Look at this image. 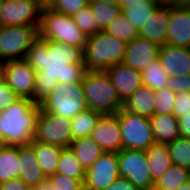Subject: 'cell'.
I'll return each mask as SVG.
<instances>
[{
	"label": "cell",
	"mask_w": 190,
	"mask_h": 190,
	"mask_svg": "<svg viewBox=\"0 0 190 190\" xmlns=\"http://www.w3.org/2000/svg\"><path fill=\"white\" fill-rule=\"evenodd\" d=\"M37 71L34 102L40 103L60 82L83 81L87 73L81 48L38 37L26 58Z\"/></svg>",
	"instance_id": "obj_1"
},
{
	"label": "cell",
	"mask_w": 190,
	"mask_h": 190,
	"mask_svg": "<svg viewBox=\"0 0 190 190\" xmlns=\"http://www.w3.org/2000/svg\"><path fill=\"white\" fill-rule=\"evenodd\" d=\"M40 105L20 98L0 112V137L6 145H28L32 142Z\"/></svg>",
	"instance_id": "obj_2"
},
{
	"label": "cell",
	"mask_w": 190,
	"mask_h": 190,
	"mask_svg": "<svg viewBox=\"0 0 190 190\" xmlns=\"http://www.w3.org/2000/svg\"><path fill=\"white\" fill-rule=\"evenodd\" d=\"M124 41L111 36L104 30L89 36L85 45L84 64L88 71H106L124 59Z\"/></svg>",
	"instance_id": "obj_3"
},
{
	"label": "cell",
	"mask_w": 190,
	"mask_h": 190,
	"mask_svg": "<svg viewBox=\"0 0 190 190\" xmlns=\"http://www.w3.org/2000/svg\"><path fill=\"white\" fill-rule=\"evenodd\" d=\"M82 84L90 110L105 115L116 114L123 108V102L106 71H87Z\"/></svg>",
	"instance_id": "obj_4"
},
{
	"label": "cell",
	"mask_w": 190,
	"mask_h": 190,
	"mask_svg": "<svg viewBox=\"0 0 190 190\" xmlns=\"http://www.w3.org/2000/svg\"><path fill=\"white\" fill-rule=\"evenodd\" d=\"M38 33L41 39L66 43L83 51L88 38L75 24L71 15L59 13L54 9L41 10Z\"/></svg>",
	"instance_id": "obj_5"
},
{
	"label": "cell",
	"mask_w": 190,
	"mask_h": 190,
	"mask_svg": "<svg viewBox=\"0 0 190 190\" xmlns=\"http://www.w3.org/2000/svg\"><path fill=\"white\" fill-rule=\"evenodd\" d=\"M40 107L56 116L72 119L88 109L82 81L60 82L40 103Z\"/></svg>",
	"instance_id": "obj_6"
},
{
	"label": "cell",
	"mask_w": 190,
	"mask_h": 190,
	"mask_svg": "<svg viewBox=\"0 0 190 190\" xmlns=\"http://www.w3.org/2000/svg\"><path fill=\"white\" fill-rule=\"evenodd\" d=\"M39 26L0 27V63L25 59L33 42L39 37Z\"/></svg>",
	"instance_id": "obj_7"
},
{
	"label": "cell",
	"mask_w": 190,
	"mask_h": 190,
	"mask_svg": "<svg viewBox=\"0 0 190 190\" xmlns=\"http://www.w3.org/2000/svg\"><path fill=\"white\" fill-rule=\"evenodd\" d=\"M119 123L123 149L146 151L152 144L156 143L150 118L122 108L119 111Z\"/></svg>",
	"instance_id": "obj_8"
},
{
	"label": "cell",
	"mask_w": 190,
	"mask_h": 190,
	"mask_svg": "<svg viewBox=\"0 0 190 190\" xmlns=\"http://www.w3.org/2000/svg\"><path fill=\"white\" fill-rule=\"evenodd\" d=\"M71 123L72 119L56 116L40 107L33 139L45 144L69 148L74 140Z\"/></svg>",
	"instance_id": "obj_9"
},
{
	"label": "cell",
	"mask_w": 190,
	"mask_h": 190,
	"mask_svg": "<svg viewBox=\"0 0 190 190\" xmlns=\"http://www.w3.org/2000/svg\"><path fill=\"white\" fill-rule=\"evenodd\" d=\"M120 177L128 179L140 190H152V181L145 151L122 149L117 153Z\"/></svg>",
	"instance_id": "obj_10"
},
{
	"label": "cell",
	"mask_w": 190,
	"mask_h": 190,
	"mask_svg": "<svg viewBox=\"0 0 190 190\" xmlns=\"http://www.w3.org/2000/svg\"><path fill=\"white\" fill-rule=\"evenodd\" d=\"M0 69L8 87L20 98L34 101L37 71L26 59L6 61L1 63Z\"/></svg>",
	"instance_id": "obj_11"
},
{
	"label": "cell",
	"mask_w": 190,
	"mask_h": 190,
	"mask_svg": "<svg viewBox=\"0 0 190 190\" xmlns=\"http://www.w3.org/2000/svg\"><path fill=\"white\" fill-rule=\"evenodd\" d=\"M120 177L116 152H103L86 170L83 190H103Z\"/></svg>",
	"instance_id": "obj_12"
},
{
	"label": "cell",
	"mask_w": 190,
	"mask_h": 190,
	"mask_svg": "<svg viewBox=\"0 0 190 190\" xmlns=\"http://www.w3.org/2000/svg\"><path fill=\"white\" fill-rule=\"evenodd\" d=\"M90 137L104 152L118 153L123 149V140L119 123V111L116 114L101 115Z\"/></svg>",
	"instance_id": "obj_13"
},
{
	"label": "cell",
	"mask_w": 190,
	"mask_h": 190,
	"mask_svg": "<svg viewBox=\"0 0 190 190\" xmlns=\"http://www.w3.org/2000/svg\"><path fill=\"white\" fill-rule=\"evenodd\" d=\"M3 25L40 26L41 9L35 0H4Z\"/></svg>",
	"instance_id": "obj_14"
},
{
	"label": "cell",
	"mask_w": 190,
	"mask_h": 190,
	"mask_svg": "<svg viewBox=\"0 0 190 190\" xmlns=\"http://www.w3.org/2000/svg\"><path fill=\"white\" fill-rule=\"evenodd\" d=\"M159 49L157 43L138 36L127 43L122 63L141 72L158 58Z\"/></svg>",
	"instance_id": "obj_15"
},
{
	"label": "cell",
	"mask_w": 190,
	"mask_h": 190,
	"mask_svg": "<svg viewBox=\"0 0 190 190\" xmlns=\"http://www.w3.org/2000/svg\"><path fill=\"white\" fill-rule=\"evenodd\" d=\"M158 60L168 76L190 74V48L165 44L160 46Z\"/></svg>",
	"instance_id": "obj_16"
},
{
	"label": "cell",
	"mask_w": 190,
	"mask_h": 190,
	"mask_svg": "<svg viewBox=\"0 0 190 190\" xmlns=\"http://www.w3.org/2000/svg\"><path fill=\"white\" fill-rule=\"evenodd\" d=\"M106 73L122 102L126 101L136 89L143 85L141 72L122 62L108 68Z\"/></svg>",
	"instance_id": "obj_17"
},
{
	"label": "cell",
	"mask_w": 190,
	"mask_h": 190,
	"mask_svg": "<svg viewBox=\"0 0 190 190\" xmlns=\"http://www.w3.org/2000/svg\"><path fill=\"white\" fill-rule=\"evenodd\" d=\"M166 44L190 48V10L170 8Z\"/></svg>",
	"instance_id": "obj_18"
},
{
	"label": "cell",
	"mask_w": 190,
	"mask_h": 190,
	"mask_svg": "<svg viewBox=\"0 0 190 190\" xmlns=\"http://www.w3.org/2000/svg\"><path fill=\"white\" fill-rule=\"evenodd\" d=\"M18 161V177L28 186L35 187L47 179L30 144L18 145Z\"/></svg>",
	"instance_id": "obj_19"
},
{
	"label": "cell",
	"mask_w": 190,
	"mask_h": 190,
	"mask_svg": "<svg viewBox=\"0 0 190 190\" xmlns=\"http://www.w3.org/2000/svg\"><path fill=\"white\" fill-rule=\"evenodd\" d=\"M170 8L158 7L156 12L139 31V36L157 43L159 46L166 44Z\"/></svg>",
	"instance_id": "obj_20"
},
{
	"label": "cell",
	"mask_w": 190,
	"mask_h": 190,
	"mask_svg": "<svg viewBox=\"0 0 190 190\" xmlns=\"http://www.w3.org/2000/svg\"><path fill=\"white\" fill-rule=\"evenodd\" d=\"M123 108L129 112L151 118L155 114V93L145 85L136 89L123 102Z\"/></svg>",
	"instance_id": "obj_21"
},
{
	"label": "cell",
	"mask_w": 190,
	"mask_h": 190,
	"mask_svg": "<svg viewBox=\"0 0 190 190\" xmlns=\"http://www.w3.org/2000/svg\"><path fill=\"white\" fill-rule=\"evenodd\" d=\"M150 121L156 143L168 144L181 136L179 121L174 114H154Z\"/></svg>",
	"instance_id": "obj_22"
},
{
	"label": "cell",
	"mask_w": 190,
	"mask_h": 190,
	"mask_svg": "<svg viewBox=\"0 0 190 190\" xmlns=\"http://www.w3.org/2000/svg\"><path fill=\"white\" fill-rule=\"evenodd\" d=\"M152 181L161 177L172 165L167 144L154 143L146 151Z\"/></svg>",
	"instance_id": "obj_23"
},
{
	"label": "cell",
	"mask_w": 190,
	"mask_h": 190,
	"mask_svg": "<svg viewBox=\"0 0 190 190\" xmlns=\"http://www.w3.org/2000/svg\"><path fill=\"white\" fill-rule=\"evenodd\" d=\"M30 145L34 148L36 159L45 176L49 177L55 174L63 148L45 144L35 139L32 140Z\"/></svg>",
	"instance_id": "obj_24"
},
{
	"label": "cell",
	"mask_w": 190,
	"mask_h": 190,
	"mask_svg": "<svg viewBox=\"0 0 190 190\" xmlns=\"http://www.w3.org/2000/svg\"><path fill=\"white\" fill-rule=\"evenodd\" d=\"M70 148L85 170L91 167L104 152L90 136L73 140Z\"/></svg>",
	"instance_id": "obj_25"
},
{
	"label": "cell",
	"mask_w": 190,
	"mask_h": 190,
	"mask_svg": "<svg viewBox=\"0 0 190 190\" xmlns=\"http://www.w3.org/2000/svg\"><path fill=\"white\" fill-rule=\"evenodd\" d=\"M190 180V170L173 164L161 177L154 181L152 190H177Z\"/></svg>",
	"instance_id": "obj_26"
},
{
	"label": "cell",
	"mask_w": 190,
	"mask_h": 190,
	"mask_svg": "<svg viewBox=\"0 0 190 190\" xmlns=\"http://www.w3.org/2000/svg\"><path fill=\"white\" fill-rule=\"evenodd\" d=\"M56 173L78 179L83 184L86 170L69 147L62 149Z\"/></svg>",
	"instance_id": "obj_27"
},
{
	"label": "cell",
	"mask_w": 190,
	"mask_h": 190,
	"mask_svg": "<svg viewBox=\"0 0 190 190\" xmlns=\"http://www.w3.org/2000/svg\"><path fill=\"white\" fill-rule=\"evenodd\" d=\"M18 145H5L0 150V183L18 177Z\"/></svg>",
	"instance_id": "obj_28"
},
{
	"label": "cell",
	"mask_w": 190,
	"mask_h": 190,
	"mask_svg": "<svg viewBox=\"0 0 190 190\" xmlns=\"http://www.w3.org/2000/svg\"><path fill=\"white\" fill-rule=\"evenodd\" d=\"M101 115L102 114L88 108L72 118L71 127L73 139L76 140L90 136Z\"/></svg>",
	"instance_id": "obj_29"
},
{
	"label": "cell",
	"mask_w": 190,
	"mask_h": 190,
	"mask_svg": "<svg viewBox=\"0 0 190 190\" xmlns=\"http://www.w3.org/2000/svg\"><path fill=\"white\" fill-rule=\"evenodd\" d=\"M143 85L151 90H161L167 86L168 74L163 69L158 58L149 63V65L141 71Z\"/></svg>",
	"instance_id": "obj_30"
},
{
	"label": "cell",
	"mask_w": 190,
	"mask_h": 190,
	"mask_svg": "<svg viewBox=\"0 0 190 190\" xmlns=\"http://www.w3.org/2000/svg\"><path fill=\"white\" fill-rule=\"evenodd\" d=\"M100 30H105L122 13L118 5L102 2L88 3Z\"/></svg>",
	"instance_id": "obj_31"
},
{
	"label": "cell",
	"mask_w": 190,
	"mask_h": 190,
	"mask_svg": "<svg viewBox=\"0 0 190 190\" xmlns=\"http://www.w3.org/2000/svg\"><path fill=\"white\" fill-rule=\"evenodd\" d=\"M104 31L125 43H129L139 36V31L122 13Z\"/></svg>",
	"instance_id": "obj_32"
},
{
	"label": "cell",
	"mask_w": 190,
	"mask_h": 190,
	"mask_svg": "<svg viewBox=\"0 0 190 190\" xmlns=\"http://www.w3.org/2000/svg\"><path fill=\"white\" fill-rule=\"evenodd\" d=\"M157 8L154 3L131 5V7L122 9V14L140 31L149 18L156 12Z\"/></svg>",
	"instance_id": "obj_33"
},
{
	"label": "cell",
	"mask_w": 190,
	"mask_h": 190,
	"mask_svg": "<svg viewBox=\"0 0 190 190\" xmlns=\"http://www.w3.org/2000/svg\"><path fill=\"white\" fill-rule=\"evenodd\" d=\"M167 146L173 164L190 170V139L180 136Z\"/></svg>",
	"instance_id": "obj_34"
},
{
	"label": "cell",
	"mask_w": 190,
	"mask_h": 190,
	"mask_svg": "<svg viewBox=\"0 0 190 190\" xmlns=\"http://www.w3.org/2000/svg\"><path fill=\"white\" fill-rule=\"evenodd\" d=\"M72 18L80 30L87 36H92L101 31L89 7V4L74 13Z\"/></svg>",
	"instance_id": "obj_35"
},
{
	"label": "cell",
	"mask_w": 190,
	"mask_h": 190,
	"mask_svg": "<svg viewBox=\"0 0 190 190\" xmlns=\"http://www.w3.org/2000/svg\"><path fill=\"white\" fill-rule=\"evenodd\" d=\"M155 114H173L176 93L167 87L154 91Z\"/></svg>",
	"instance_id": "obj_36"
},
{
	"label": "cell",
	"mask_w": 190,
	"mask_h": 190,
	"mask_svg": "<svg viewBox=\"0 0 190 190\" xmlns=\"http://www.w3.org/2000/svg\"><path fill=\"white\" fill-rule=\"evenodd\" d=\"M47 179L53 190H83V184L78 180L55 173Z\"/></svg>",
	"instance_id": "obj_37"
},
{
	"label": "cell",
	"mask_w": 190,
	"mask_h": 190,
	"mask_svg": "<svg viewBox=\"0 0 190 190\" xmlns=\"http://www.w3.org/2000/svg\"><path fill=\"white\" fill-rule=\"evenodd\" d=\"M19 99L20 97L5 84L3 73L0 69V112Z\"/></svg>",
	"instance_id": "obj_38"
},
{
	"label": "cell",
	"mask_w": 190,
	"mask_h": 190,
	"mask_svg": "<svg viewBox=\"0 0 190 190\" xmlns=\"http://www.w3.org/2000/svg\"><path fill=\"white\" fill-rule=\"evenodd\" d=\"M86 5H88L87 0H57L55 6L52 9L59 13L72 16Z\"/></svg>",
	"instance_id": "obj_39"
},
{
	"label": "cell",
	"mask_w": 190,
	"mask_h": 190,
	"mask_svg": "<svg viewBox=\"0 0 190 190\" xmlns=\"http://www.w3.org/2000/svg\"><path fill=\"white\" fill-rule=\"evenodd\" d=\"M190 113V91L177 92L173 114L179 119Z\"/></svg>",
	"instance_id": "obj_40"
},
{
	"label": "cell",
	"mask_w": 190,
	"mask_h": 190,
	"mask_svg": "<svg viewBox=\"0 0 190 190\" xmlns=\"http://www.w3.org/2000/svg\"><path fill=\"white\" fill-rule=\"evenodd\" d=\"M174 93L190 91V74L185 76H169L166 86Z\"/></svg>",
	"instance_id": "obj_41"
},
{
	"label": "cell",
	"mask_w": 190,
	"mask_h": 190,
	"mask_svg": "<svg viewBox=\"0 0 190 190\" xmlns=\"http://www.w3.org/2000/svg\"><path fill=\"white\" fill-rule=\"evenodd\" d=\"M26 188H28V185L19 177L0 183V190H26Z\"/></svg>",
	"instance_id": "obj_42"
},
{
	"label": "cell",
	"mask_w": 190,
	"mask_h": 190,
	"mask_svg": "<svg viewBox=\"0 0 190 190\" xmlns=\"http://www.w3.org/2000/svg\"><path fill=\"white\" fill-rule=\"evenodd\" d=\"M103 190H140L136 188L128 179L119 177Z\"/></svg>",
	"instance_id": "obj_43"
},
{
	"label": "cell",
	"mask_w": 190,
	"mask_h": 190,
	"mask_svg": "<svg viewBox=\"0 0 190 190\" xmlns=\"http://www.w3.org/2000/svg\"><path fill=\"white\" fill-rule=\"evenodd\" d=\"M178 121L180 135L190 139V113L180 117Z\"/></svg>",
	"instance_id": "obj_44"
},
{
	"label": "cell",
	"mask_w": 190,
	"mask_h": 190,
	"mask_svg": "<svg viewBox=\"0 0 190 190\" xmlns=\"http://www.w3.org/2000/svg\"><path fill=\"white\" fill-rule=\"evenodd\" d=\"M145 3H154V0H119V7L125 9L131 5H143Z\"/></svg>",
	"instance_id": "obj_45"
},
{
	"label": "cell",
	"mask_w": 190,
	"mask_h": 190,
	"mask_svg": "<svg viewBox=\"0 0 190 190\" xmlns=\"http://www.w3.org/2000/svg\"><path fill=\"white\" fill-rule=\"evenodd\" d=\"M154 4L157 7L173 8L177 6L178 0H154Z\"/></svg>",
	"instance_id": "obj_46"
},
{
	"label": "cell",
	"mask_w": 190,
	"mask_h": 190,
	"mask_svg": "<svg viewBox=\"0 0 190 190\" xmlns=\"http://www.w3.org/2000/svg\"><path fill=\"white\" fill-rule=\"evenodd\" d=\"M35 1L41 10L52 9L57 2V0H35Z\"/></svg>",
	"instance_id": "obj_47"
},
{
	"label": "cell",
	"mask_w": 190,
	"mask_h": 190,
	"mask_svg": "<svg viewBox=\"0 0 190 190\" xmlns=\"http://www.w3.org/2000/svg\"><path fill=\"white\" fill-rule=\"evenodd\" d=\"M36 187V190H53L48 179L40 182Z\"/></svg>",
	"instance_id": "obj_48"
},
{
	"label": "cell",
	"mask_w": 190,
	"mask_h": 190,
	"mask_svg": "<svg viewBox=\"0 0 190 190\" xmlns=\"http://www.w3.org/2000/svg\"><path fill=\"white\" fill-rule=\"evenodd\" d=\"M177 7L190 10V0H178Z\"/></svg>",
	"instance_id": "obj_49"
},
{
	"label": "cell",
	"mask_w": 190,
	"mask_h": 190,
	"mask_svg": "<svg viewBox=\"0 0 190 190\" xmlns=\"http://www.w3.org/2000/svg\"><path fill=\"white\" fill-rule=\"evenodd\" d=\"M3 4H4V0H0V27L3 26Z\"/></svg>",
	"instance_id": "obj_50"
},
{
	"label": "cell",
	"mask_w": 190,
	"mask_h": 190,
	"mask_svg": "<svg viewBox=\"0 0 190 190\" xmlns=\"http://www.w3.org/2000/svg\"><path fill=\"white\" fill-rule=\"evenodd\" d=\"M177 190H190V180L183 183Z\"/></svg>",
	"instance_id": "obj_51"
},
{
	"label": "cell",
	"mask_w": 190,
	"mask_h": 190,
	"mask_svg": "<svg viewBox=\"0 0 190 190\" xmlns=\"http://www.w3.org/2000/svg\"><path fill=\"white\" fill-rule=\"evenodd\" d=\"M106 3L111 5H118L119 6V0H104Z\"/></svg>",
	"instance_id": "obj_52"
},
{
	"label": "cell",
	"mask_w": 190,
	"mask_h": 190,
	"mask_svg": "<svg viewBox=\"0 0 190 190\" xmlns=\"http://www.w3.org/2000/svg\"><path fill=\"white\" fill-rule=\"evenodd\" d=\"M6 145L4 140L0 137V150Z\"/></svg>",
	"instance_id": "obj_53"
},
{
	"label": "cell",
	"mask_w": 190,
	"mask_h": 190,
	"mask_svg": "<svg viewBox=\"0 0 190 190\" xmlns=\"http://www.w3.org/2000/svg\"><path fill=\"white\" fill-rule=\"evenodd\" d=\"M104 0H87L88 3H94V2H102Z\"/></svg>",
	"instance_id": "obj_54"
},
{
	"label": "cell",
	"mask_w": 190,
	"mask_h": 190,
	"mask_svg": "<svg viewBox=\"0 0 190 190\" xmlns=\"http://www.w3.org/2000/svg\"><path fill=\"white\" fill-rule=\"evenodd\" d=\"M26 190H36V187H30V186H28V188H26Z\"/></svg>",
	"instance_id": "obj_55"
}]
</instances>
